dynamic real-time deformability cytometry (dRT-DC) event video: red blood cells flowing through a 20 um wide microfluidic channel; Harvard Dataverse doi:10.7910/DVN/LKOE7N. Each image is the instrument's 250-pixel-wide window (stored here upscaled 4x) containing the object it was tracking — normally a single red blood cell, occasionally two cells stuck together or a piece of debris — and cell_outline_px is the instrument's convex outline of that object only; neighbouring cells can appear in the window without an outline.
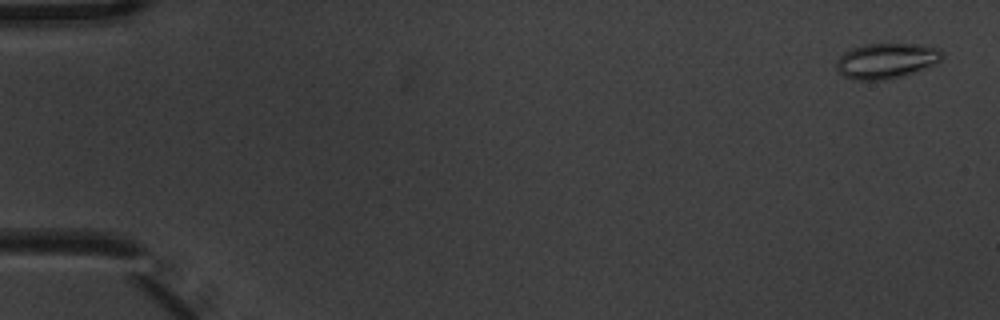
{"species": "common noctule bat (a hibernating species)", "species_latin": "Nyctalus noctula", "temperature_condition": "warm", "stored_images_in_passage": 5, "camera_frame_rate_fps": 3000, "um_per_image_px": 0.085, "animal": {"sex": "male", "body_mass_g": 20.1, "forearm_length_mm": 53.5}, "frame": {"image": 1, "passage_image": 1, "time_ms": 0.0, "image_size_px": [1000, 320], "cell_outline_px": [[944, 56], [936, 64], [904, 76], [884, 80], [852, 80], [844, 76], [836, 68], [836, 60], [844, 52], [852, 48], [864, 44], [920, 44], [940, 48], [944, 52]], "centroid_in_image_um": [75.36, 5.17], "position_along_channel_um": 9.6, "area_um2": 22.08}}
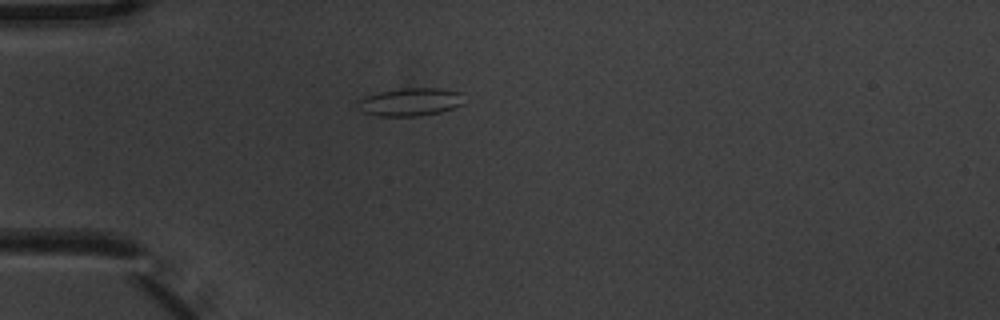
{"frame": {"image": 2, "passage_image": 5, "time_ms": 1.333, "image_size_px": [1000, 320], "cell_outline_px": [[464, 104], [440, 112], [420, 116], [376, 116], [364, 112], [356, 108], [356, 100], [364, 96], [380, 92], [404, 88], [444, 88], [460, 92]], "centroid_in_image_um": [34.83, 8.67], "position_along_channel_um": 50.2, "area_um2": 17.51}}